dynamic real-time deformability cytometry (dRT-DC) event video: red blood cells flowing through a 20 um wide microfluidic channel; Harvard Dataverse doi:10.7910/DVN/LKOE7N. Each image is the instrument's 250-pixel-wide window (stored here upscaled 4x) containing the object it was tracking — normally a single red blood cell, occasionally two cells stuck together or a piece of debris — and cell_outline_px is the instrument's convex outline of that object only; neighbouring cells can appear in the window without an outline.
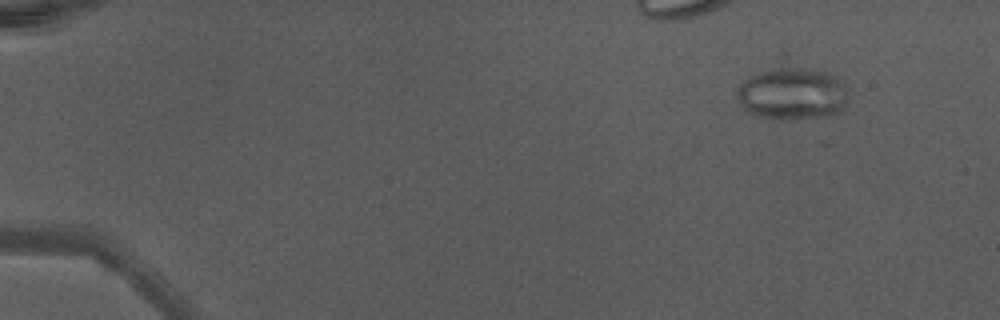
{"species": "Egyptian fruit bat (a non-hibernating species)", "species_latin": "Rousettus aegyptiacus", "temperature_condition": "warm", "stored_images_in_passage": 7, "camera_frame_rate_fps": 3000, "um_per_image_px": 0.085, "animal": {"sex": "male"}, "frame": {"image": 1, "passage_image": 3, "time_ms": 0.667, "image_size_px": [1000, 320], "cell_outline_px": [[848, 100], [844, 108], [840, 112], [828, 116], [788, 120], [780, 120], [756, 116], [744, 108], [740, 104], [736, 96], [736, 88], [740, 84], [752, 76], [760, 72], [776, 68], [784, 68], [832, 72], [844, 84], [848, 92]], "centroid_in_image_um": [67.38, 8.01], "position_along_channel_um": 17.6, "area_um2": 33.93}}